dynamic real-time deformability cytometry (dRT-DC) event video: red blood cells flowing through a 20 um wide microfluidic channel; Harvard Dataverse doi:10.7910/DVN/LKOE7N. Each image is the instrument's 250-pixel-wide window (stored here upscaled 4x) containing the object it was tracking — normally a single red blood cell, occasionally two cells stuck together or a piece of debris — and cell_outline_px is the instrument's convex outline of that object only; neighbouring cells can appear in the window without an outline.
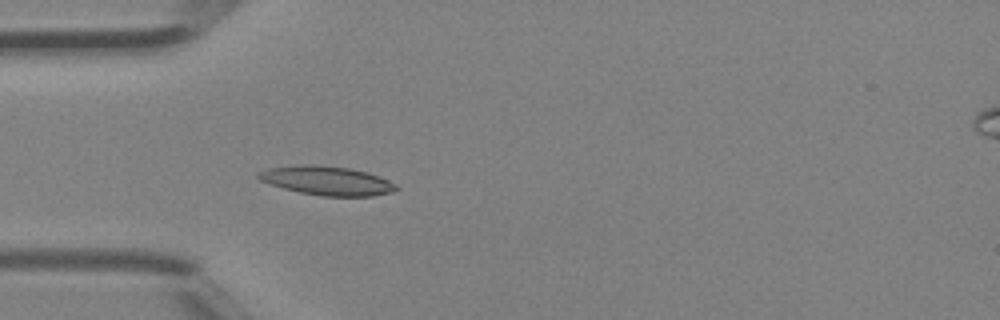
{"species": "Egyptian fruit bat (a non-hibernating species)", "species_latin": "Rousettus aegyptiacus", "temperature_condition": "room temperature", "stored_images_in_passage": 39, "camera_frame_rate_fps": 3000, "um_per_image_px": 0.085, "animal": {"sex": "female"}, "frame": {"image": 1, "passage_image": 7, "time_ms": 2.0, "image_size_px": [1000, 320], "cell_outline_px": [[400, 188], [392, 192], [372, 196], [320, 196], [300, 192], [284, 188], [260, 180], [256, 176], [260, 172], [268, 168], [300, 164], [312, 164], [348, 168], [368, 172], [388, 180], [396, 184]], "centroid_in_image_um": [27.81, 15.35], "position_along_channel_um": 57.2, "area_um2": 23.18}}
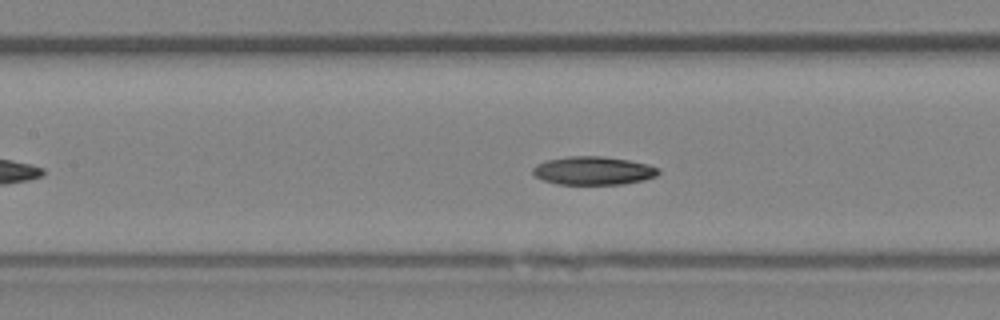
{"frame": {"image": 2, "passage_image": 14, "time_ms": 4.333, "image_size_px": [1000, 320], "cell_outline_px": [[660, 172], [656, 176], [644, 180], [624, 184], [556, 184], [544, 180], [536, 176], [532, 172], [532, 168], [536, 164], [544, 160], [568, 156], [600, 156], [628, 160], [648, 164], [660, 168]], "centroid_in_image_um": [50.43, 14.5], "position_along_channel_um": 157.0, "area_um2": 20.87}}
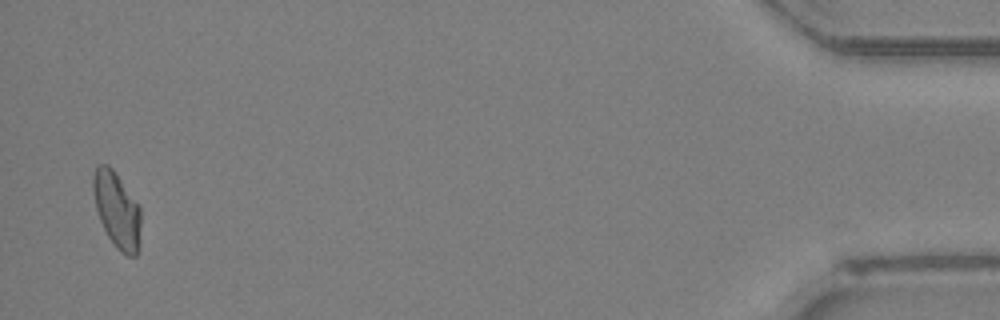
{"frame": {"image": 3, "passage_image": 38, "time_ms": 12.333, "image_size_px": [1000, 320], "cell_outline_px": [[140, 224], [136, 256], [128, 256], [120, 252], [116, 248], [108, 236], [100, 220], [96, 208], [92, 188], [92, 176], [96, 168], [100, 164], [108, 164], [116, 172], [140, 204]], "centroid_in_image_um": [9.93, 17.8], "position_along_channel_um": 425.3, "area_um2": 21.15}, "authors_computed_cell_mechanics": {"area_um2": 20.9814, "velocity_mm_per_s": 4.4718, "shape_relaxation_time_tau1_ms": null, "shape_relaxation_time_tau2_ms": 8.4985, "deformation_change_tau1": null, "deformation_change_tau2": 0.1295}}